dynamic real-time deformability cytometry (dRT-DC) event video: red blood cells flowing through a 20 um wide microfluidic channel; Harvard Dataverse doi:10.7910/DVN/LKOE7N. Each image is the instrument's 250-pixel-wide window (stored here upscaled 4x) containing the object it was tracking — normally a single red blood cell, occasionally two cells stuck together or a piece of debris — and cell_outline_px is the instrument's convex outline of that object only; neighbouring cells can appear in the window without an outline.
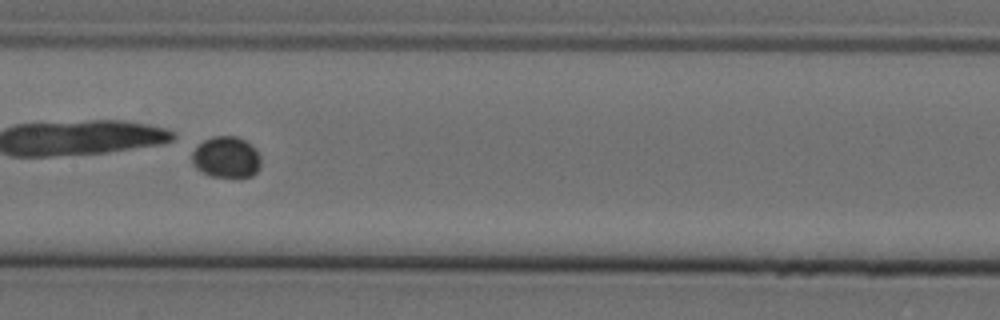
{"species": "Egyptian fruit bat (a non-hibernating species)", "species_latin": "Rousettus aegyptiacus", "temperature_condition": "cold", "stored_images_in_passage": 49, "camera_frame_rate_fps": 3000, "um_per_image_px": 0.085, "animal": {"sex": "female"}, "frame": {"image": 1, "passage_image": 28, "time_ms": 9.0, "image_size_px": [1000, 320], "cell_outline_px": [[260, 168], [252, 176], [212, 176], [196, 168], [192, 164], [192, 152], [204, 140], [212, 136], [236, 136], [252, 144], [256, 148], [260, 156]], "centroid_in_image_um": [19.25, 13.34], "position_along_channel_um": 188.1, "area_um2": 16.47}}
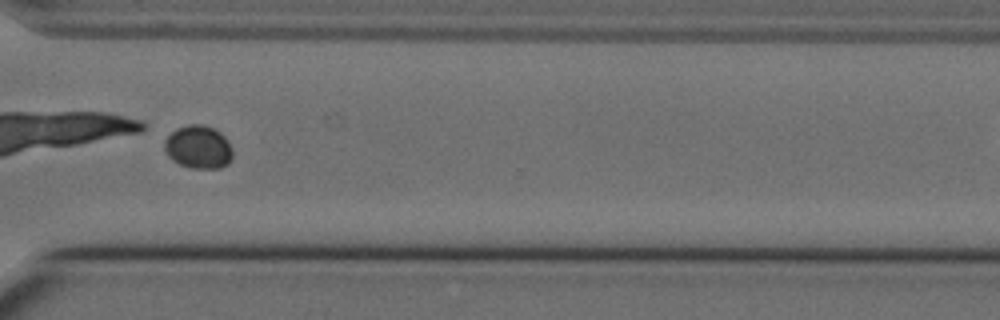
{"frame": {"image": 2, "passage_image": 42, "time_ms": 13.667, "image_size_px": [1000, 320], "cell_outline_px": [[232, 156], [228, 164], [220, 168], [188, 168], [172, 160], [168, 156], [164, 148], [164, 140], [176, 128], [188, 124], [200, 124], [212, 128], [220, 132], [224, 136], [232, 148]], "centroid_in_image_um": [16.85, 12.51], "position_along_channel_um": 353.8, "area_um2": 17.17}}